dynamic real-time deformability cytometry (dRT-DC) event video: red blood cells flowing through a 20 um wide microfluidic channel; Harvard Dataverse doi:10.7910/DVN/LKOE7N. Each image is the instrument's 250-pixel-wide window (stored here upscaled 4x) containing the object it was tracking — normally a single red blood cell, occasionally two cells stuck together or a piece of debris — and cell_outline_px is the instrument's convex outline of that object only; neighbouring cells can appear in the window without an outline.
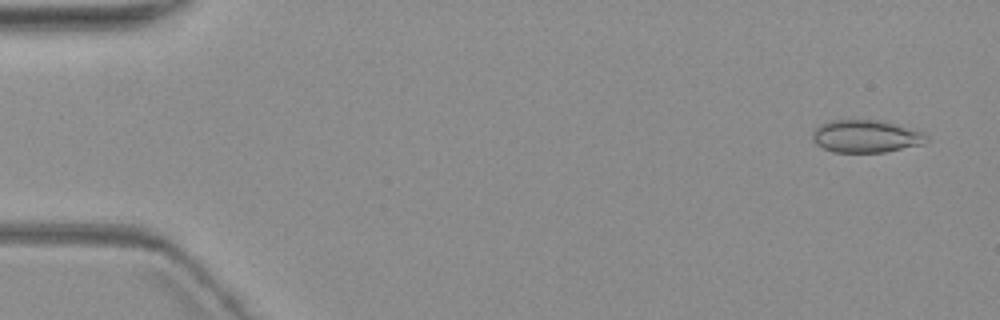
{"species": "common noctule bat (a hibernating species)", "species_latin": "Nyctalus noctula", "temperature_condition": "warm", "stored_images_in_passage": 6, "camera_frame_rate_fps": 3000, "um_per_image_px": 0.085, "animal": {"sex": "female", "body_mass_g": 19.3, "forearm_length_mm": 54.1}, "frame": {"image": 1, "passage_image": 1, "time_ms": 0.0, "image_size_px": [1000, 320], "cell_outline_px": [[928, 140], [924, 144], [884, 152], [832, 152], [816, 144], [812, 140], [812, 132], [820, 124], [828, 120], [852, 116], [876, 120], [924, 132], [928, 136]], "centroid_in_image_um": [73.54, 11.54], "position_along_channel_um": 11.5, "area_um2": 22.25}}
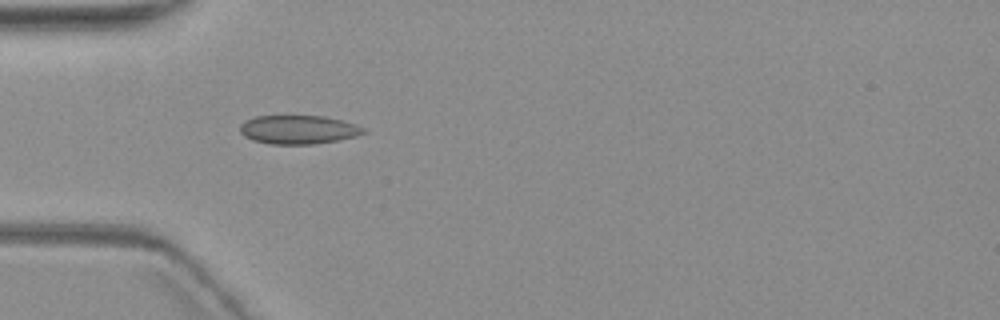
{"frame": {"image": 2, "passage_image": 5, "time_ms": 5.0, "image_size_px": [1000, 320], "cell_outline_px": [[368, 132], [356, 136], [316, 144], [268, 144], [252, 140], [244, 136], [240, 132], [240, 124], [244, 120], [256, 116], [324, 116], [356, 124], [364, 128]], "centroid_in_image_um": [25.34, 11.02], "position_along_channel_um": 59.7, "area_um2": 20.75}}
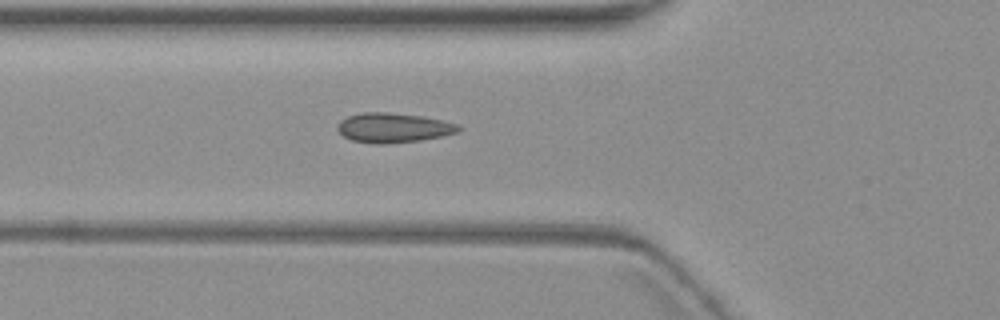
{"frame": {"image": 3, "passage_image": 6, "time_ms": 6.0, "image_size_px": [1000, 320], "cell_outline_px": [[464, 128], [460, 132], [420, 140], [384, 144], [376, 144], [352, 140], [344, 136], [336, 128], [336, 124], [340, 120], [348, 116], [360, 112], [388, 112], [424, 116], [460, 124]], "centroid_in_image_um": [33.46, 10.84], "position_along_channel_um": 92.3, "area_um2": 21.15}}